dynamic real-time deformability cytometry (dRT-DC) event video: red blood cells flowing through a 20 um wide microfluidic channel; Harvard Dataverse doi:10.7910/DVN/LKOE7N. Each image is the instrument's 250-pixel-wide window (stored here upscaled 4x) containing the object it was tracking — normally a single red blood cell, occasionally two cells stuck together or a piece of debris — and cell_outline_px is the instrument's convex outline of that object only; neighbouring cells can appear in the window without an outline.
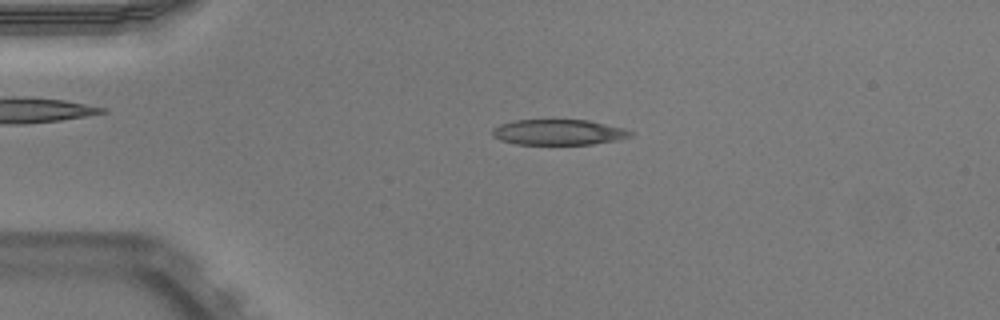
{"species": "Egyptian fruit bat (a non-hibernating species)", "species_latin": "Rousettus aegyptiacus", "temperature_condition": "warm", "stored_images_in_passage": 51, "camera_frame_rate_fps": 3000, "um_per_image_px": 0.085, "animal": {"sex": "male"}, "frame": {"image": 1, "passage_image": 11, "time_ms": 3.333, "image_size_px": [1000, 320], "cell_outline_px": [[636, 132], [632, 136], [620, 140], [592, 144], [516, 144], [500, 140], [492, 136], [492, 128], [500, 124], [512, 120], [588, 120], [624, 128]], "centroid_in_image_um": [47.5, 11.24], "position_along_channel_um": 37.5, "area_um2": 20.75}}
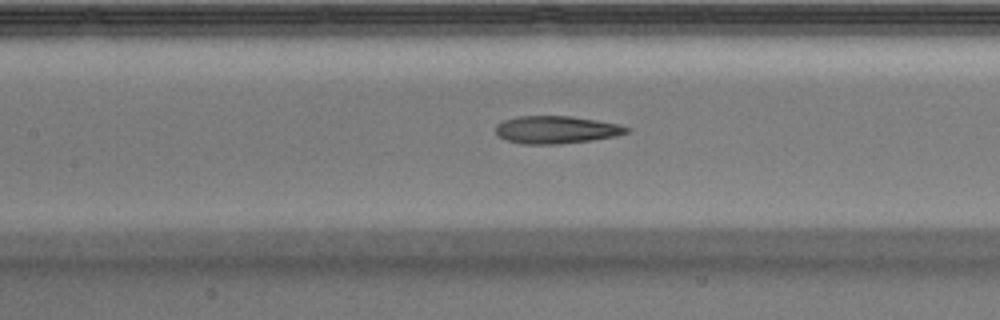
{"frame": {"image": 2, "passage_image": 23, "time_ms": 7.333, "image_size_px": [1000, 320], "cell_outline_px": [[632, 128], [628, 132], [616, 136], [592, 140], [556, 144], [524, 144], [508, 140], [500, 136], [496, 132], [496, 124], [504, 120], [516, 116], [572, 116], [620, 124]], "centroid_in_image_um": [47.32, 11.02], "position_along_channel_um": 160.1, "area_um2": 21.04}}
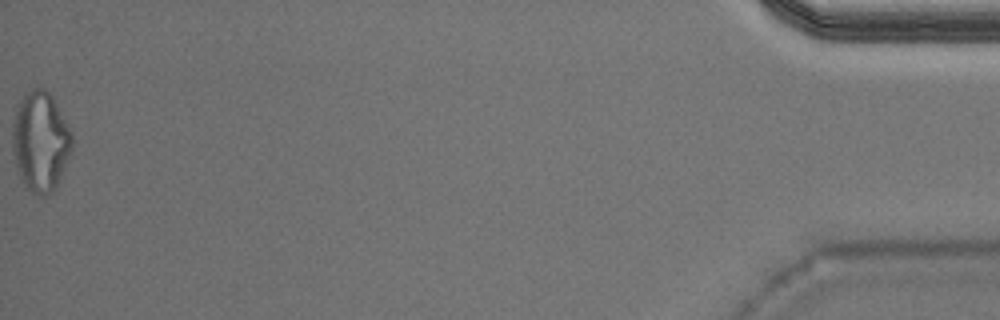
{"frame": {"image": 3, "passage_image": 51, "time_ms": 16.667, "image_size_px": [1000, 320], "cell_outline_px": [[72, 148], [60, 180], [56, 188], [52, 192], [44, 196], [40, 196], [32, 192], [28, 188], [20, 176], [16, 164], [12, 148], [12, 124], [16, 104], [32, 88], [44, 88], [52, 96], [72, 132]], "centroid_in_image_um": [3.44, 12.02], "position_along_channel_um": 431.8, "area_um2": 34.74}, "authors_computed_cell_mechanics": {"area_um2": 21.9062, "velocity_mm_per_s": 3.9396, "shape_relaxation_time_tau1_ms": null, "shape_relaxation_time_tau2_ms": 2.3851, "deformation_change_tau1": null, "deformation_change_tau2": 0.1294}}